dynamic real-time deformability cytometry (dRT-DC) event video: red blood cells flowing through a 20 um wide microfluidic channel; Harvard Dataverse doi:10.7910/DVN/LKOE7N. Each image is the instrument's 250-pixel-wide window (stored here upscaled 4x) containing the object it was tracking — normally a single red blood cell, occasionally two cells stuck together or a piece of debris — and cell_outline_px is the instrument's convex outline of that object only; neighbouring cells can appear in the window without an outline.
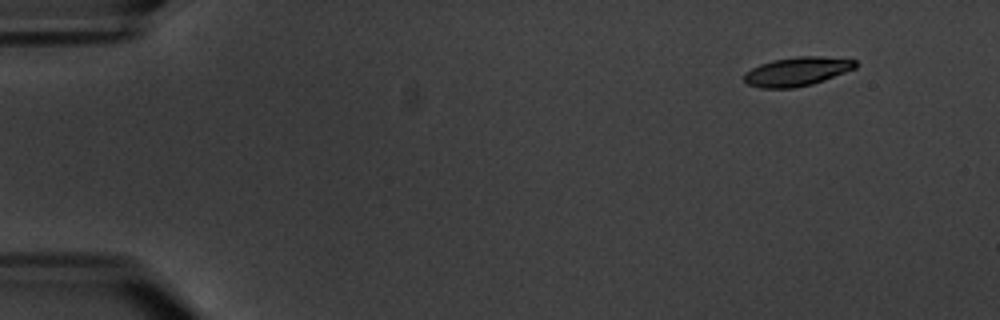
{"species": "common noctule bat (a hibernating species)", "species_latin": "Nyctalus noctula", "temperature_condition": "warm", "stored_images_in_passage": 7, "camera_frame_rate_fps": 3000, "um_per_image_px": 0.085, "animal": {"sex": "male", "body_mass_g": 20.1, "forearm_length_mm": 53.5}, "frame": {"image": 1, "passage_image": 2, "time_ms": 1.333, "image_size_px": [1000, 320], "cell_outline_px": [[856, 68], [824, 80], [812, 84], [792, 88], [760, 88], [748, 84], [744, 80], [744, 72], [760, 64], [772, 60], [796, 56], [816, 56], [856, 60]], "centroid_in_image_um": [67.72, 6.08], "position_along_channel_um": 17.3, "area_um2": 18.67}}
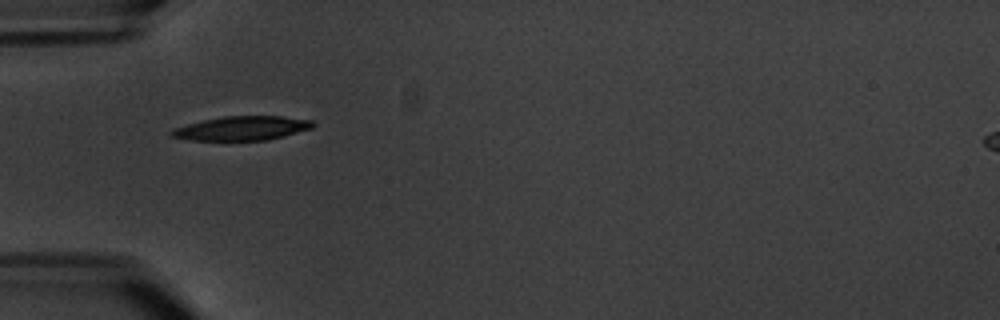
{"frame": {"image": 2, "passage_image": 6, "time_ms": 6.0, "image_size_px": [1000, 320], "cell_outline_px": [[316, 124], [312, 128], [268, 140], [188, 140], [168, 136], [168, 132], [176, 128], [188, 124], [204, 120], [224, 116], [284, 116], [312, 120]], "centroid_in_image_um": [20.56, 10.9], "position_along_channel_um": 64.4, "area_um2": 19.83}}